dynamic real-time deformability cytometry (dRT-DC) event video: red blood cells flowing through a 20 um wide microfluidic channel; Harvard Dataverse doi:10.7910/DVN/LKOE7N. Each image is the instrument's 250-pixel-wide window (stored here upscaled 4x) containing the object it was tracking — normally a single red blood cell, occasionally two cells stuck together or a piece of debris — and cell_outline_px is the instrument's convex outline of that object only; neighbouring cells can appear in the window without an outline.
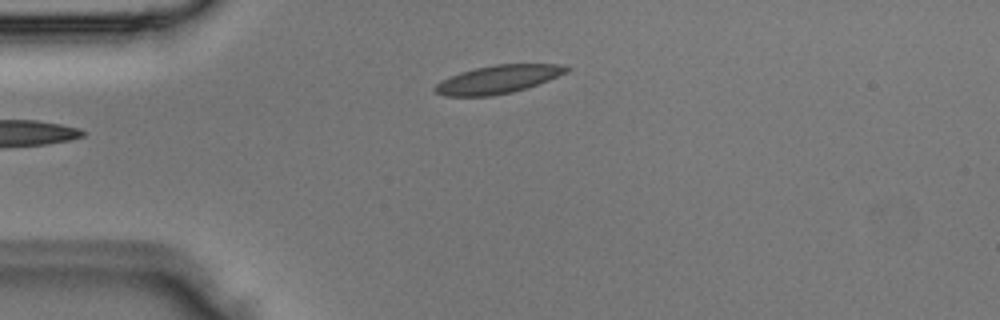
{"species": "Egyptian fruit bat (a non-hibernating species)", "species_latin": "Rousettus aegyptiacus", "temperature_condition": "room temperature", "stored_images_in_passage": 3, "camera_frame_rate_fps": 3000, "um_per_image_px": 0.085, "animal": {"sex": "male"}, "frame": {"image": 1, "passage_image": 3, "time_ms": 0.667, "image_size_px": [1000, 320], "cell_outline_px": [[572, 68], [568, 72], [528, 88], [512, 92], [492, 96], [444, 96], [436, 92], [432, 88], [436, 84], [460, 72], [476, 68], [496, 64], [560, 64]], "centroid_in_image_um": [42.36, 6.75], "position_along_channel_um": 42.6, "area_um2": 21.5}}